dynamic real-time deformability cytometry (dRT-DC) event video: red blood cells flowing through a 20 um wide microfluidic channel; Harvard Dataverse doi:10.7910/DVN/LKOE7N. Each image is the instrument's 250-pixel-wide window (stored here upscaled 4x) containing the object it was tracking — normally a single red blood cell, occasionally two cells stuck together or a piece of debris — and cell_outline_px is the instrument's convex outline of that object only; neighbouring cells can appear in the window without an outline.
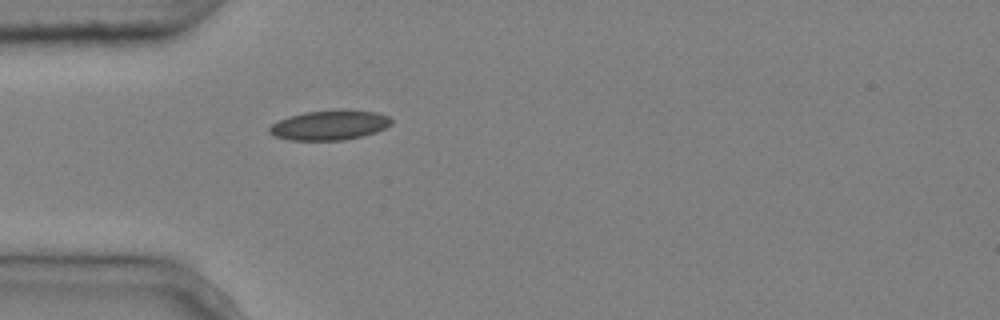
{"species": "common noctule bat (a hibernating species)", "species_latin": "Nyctalus noctula", "temperature_condition": "cold", "stored_images_in_passage": 4, "camera_frame_rate_fps": 3000, "um_per_image_px": 0.085, "animal": {"sex": "male", "body_mass_g": 20.4}, "frame": {"image": 1, "passage_image": 4, "time_ms": 1.0, "image_size_px": [1000, 320], "cell_outline_px": [[392, 124], [376, 132], [344, 140], [288, 140], [272, 136], [268, 132], [268, 128], [272, 124], [288, 116], [304, 112], [340, 108], [344, 108], [376, 112], [388, 116], [392, 120]], "centroid_in_image_um": [27.99, 10.61], "position_along_channel_um": 57.0, "area_um2": 21.56}}